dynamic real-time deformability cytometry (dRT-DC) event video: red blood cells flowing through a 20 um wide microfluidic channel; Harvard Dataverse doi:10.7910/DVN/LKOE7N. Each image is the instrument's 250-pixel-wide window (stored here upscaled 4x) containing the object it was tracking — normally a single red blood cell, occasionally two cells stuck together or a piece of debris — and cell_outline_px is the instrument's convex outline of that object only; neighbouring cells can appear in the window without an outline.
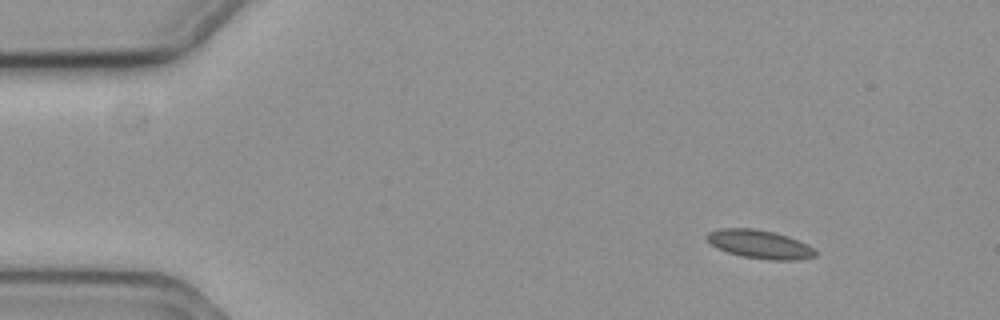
{"species": "common noctule bat (a hibernating species)", "species_latin": "Nyctalus noctula", "temperature_condition": "cold", "stored_images_in_passage": 6, "camera_frame_rate_fps": 3000, "um_per_image_px": 0.085, "animal": {"sex": "female", "body_mass_g": 19.3, "forearm_length_mm": 54.1}, "frame": {"image": 1, "passage_image": 1, "time_ms": 0.0, "image_size_px": [1000, 320], "cell_outline_px": [[816, 256], [800, 260], [768, 260], [744, 256], [728, 252], [716, 248], [704, 236], [708, 232], [720, 228], [752, 228], [772, 232], [788, 236], [808, 244], [816, 252]], "centroid_in_image_um": [64.57, 20.76], "position_along_channel_um": 20.4, "area_um2": 17.98}}
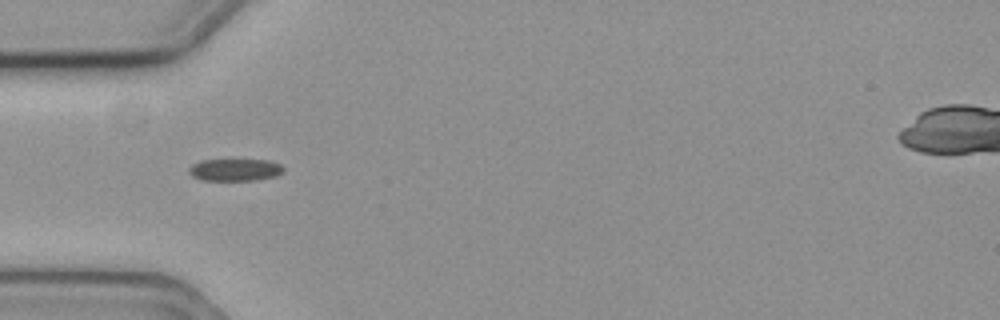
{"frame": {"image": 2, "passage_image": 5, "time_ms": 1.333, "image_size_px": [1000, 320], "cell_outline_px": [[284, 172], [276, 176], [256, 180], [200, 180], [192, 176], [188, 172], [188, 168], [192, 164], [200, 160], [268, 160], [280, 164], [284, 168]], "centroid_in_image_um": [19.96, 14.43], "position_along_channel_um": 65.0, "area_um2": 12.31}}
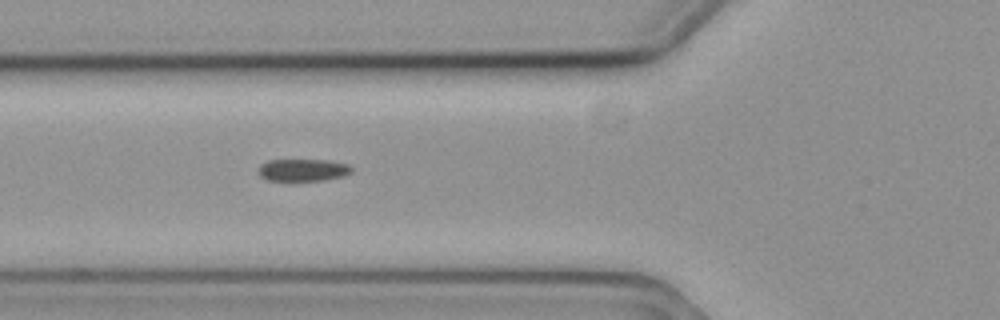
{"frame": {"image": 3, "passage_image": 6, "time_ms": 1.667, "image_size_px": [1000, 320], "cell_outline_px": [[352, 172], [344, 176], [324, 180], [268, 180], [260, 176], [260, 164], [268, 160], [328, 160], [348, 164], [352, 168]], "centroid_in_image_um": [25.79, 14.44], "position_along_channel_um": 100.0, "area_um2": 11.96}}